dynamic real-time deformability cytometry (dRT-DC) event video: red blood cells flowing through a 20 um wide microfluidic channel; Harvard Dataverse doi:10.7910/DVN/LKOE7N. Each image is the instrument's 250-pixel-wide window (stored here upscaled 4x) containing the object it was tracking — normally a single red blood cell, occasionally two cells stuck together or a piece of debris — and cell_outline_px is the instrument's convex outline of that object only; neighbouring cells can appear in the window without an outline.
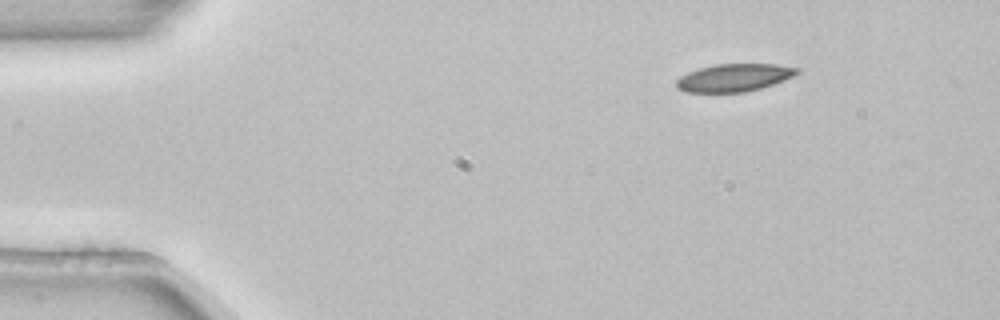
{"species": "common noctule bat (a hibernating species)", "species_latin": "Nyctalus noctula", "temperature_condition": "room temperature", "stored_images_in_passage": 3, "camera_frame_rate_fps": 3000, "um_per_image_px": 0.085, "animal": {"sex": "female", "body_mass_g": 22.7, "forearm_length_mm": 54.2}, "frame": {"image": 1, "passage_image": 1, "time_ms": 0.0, "image_size_px": [1000, 320], "cell_outline_px": [[800, 72], [784, 80], [760, 88], [744, 92], [684, 92], [676, 88], [676, 80], [680, 76], [688, 72], [700, 68], [716, 64], [776, 64], [800, 68]], "centroid_in_image_um": [62.38, 6.6], "position_along_channel_um": 22.6, "area_um2": 19.42}}